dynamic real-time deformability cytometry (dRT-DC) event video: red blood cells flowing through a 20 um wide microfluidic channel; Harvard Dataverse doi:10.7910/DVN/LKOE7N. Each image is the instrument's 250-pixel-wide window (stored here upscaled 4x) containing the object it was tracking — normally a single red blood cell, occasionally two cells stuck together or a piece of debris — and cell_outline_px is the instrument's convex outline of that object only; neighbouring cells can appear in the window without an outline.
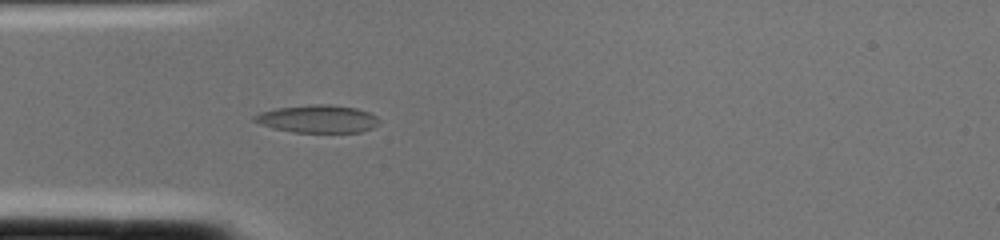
{"species": "common noctule bat (a hibernating species)", "species_latin": "Nyctalus noctula", "temperature_condition": "cold", "stored_images_in_passage": 1, "camera_frame_rate_fps": 3000, "um_per_image_px": 0.085, "animal": {"sex": "female", "body_mass_g": 22.0, "forearm_length_mm": 56.7}, "frame": {"image": 1, "passage_image": 1, "time_ms": 0.0, "image_size_px": [1000, 240], "cell_outline_px": [[380, 120], [372, 128], [360, 132], [292, 132], [272, 128], [260, 124], [252, 120], [252, 116], [260, 112], [276, 108], [312, 104], [328, 104], [356, 108], [368, 112], [376, 116]], "centroid_in_image_um": [26.96, 10.1], "position_along_channel_um": 58.0, "area_um2": 20.17}}